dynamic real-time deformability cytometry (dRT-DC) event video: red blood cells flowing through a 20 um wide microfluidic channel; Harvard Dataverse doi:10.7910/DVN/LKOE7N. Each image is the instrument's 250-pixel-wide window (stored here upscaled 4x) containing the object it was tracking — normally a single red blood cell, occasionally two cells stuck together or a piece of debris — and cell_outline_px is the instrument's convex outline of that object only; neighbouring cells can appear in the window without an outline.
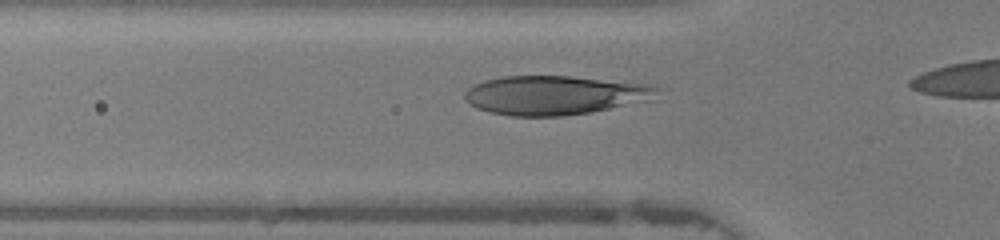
{"species": "human", "species_latin": "Homo sapiens", "temperature_condition": "warm", "stored_images_in_passage": 33, "camera_frame_rate_fps": 3000, "um_per_image_px": 0.085, "donor": {"sex": "female"}, "frame": {"image": 1, "passage_image": 7, "time_ms": 2.0, "image_size_px": [1000, 240], "cell_outline_px": [[660, 88], [620, 104], [608, 108], [588, 112], [560, 116], [512, 116], [488, 112], [476, 108], [464, 96], [464, 92], [468, 88], [484, 80], [504, 76], [568, 76], [656, 84]], "centroid_in_image_um": [46.91, 8.07], "position_along_channel_um": 78.9, "area_um2": 42.19}}
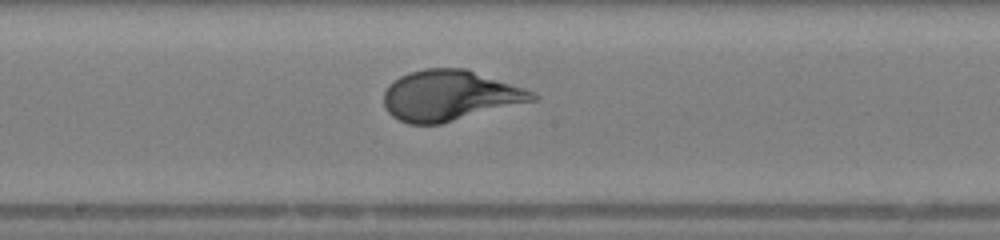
{"frame": {"image": 2, "passage_image": 16, "time_ms": 5.0, "image_size_px": [1000, 240], "cell_outline_px": [[540, 96], [536, 100], [440, 124], [408, 124], [392, 116], [384, 108], [384, 92], [388, 84], [400, 76], [408, 72], [424, 68], [468, 68], [524, 88]], "centroid_in_image_um": [38.21, 8.11], "position_along_channel_um": 210.0, "area_um2": 43.87}}
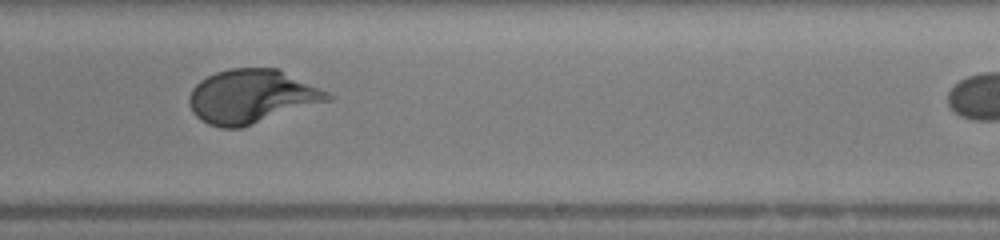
{"frame": {"image": 3, "passage_image": 20, "time_ms": 6.333, "image_size_px": [1000, 240], "cell_outline_px": [[336, 96], [332, 100], [240, 128], [220, 128], [208, 124], [200, 120], [192, 112], [188, 104], [188, 96], [192, 88], [200, 80], [216, 72], [228, 68], [276, 68], [328, 92]], "centroid_in_image_um": [21.36, 8.21], "position_along_channel_um": 267.6, "area_um2": 43.47}, "authors_computed_cell_mechanics": {"area_um2": 43.061, "velocity_mm_per_s": 4.3508, "shape_relaxation_time_tau1_ms": 5.1616, "shape_relaxation_time_tau2_ms": null, "deformation_change_tau1": 0.2881, "deformation_change_tau2": null}}